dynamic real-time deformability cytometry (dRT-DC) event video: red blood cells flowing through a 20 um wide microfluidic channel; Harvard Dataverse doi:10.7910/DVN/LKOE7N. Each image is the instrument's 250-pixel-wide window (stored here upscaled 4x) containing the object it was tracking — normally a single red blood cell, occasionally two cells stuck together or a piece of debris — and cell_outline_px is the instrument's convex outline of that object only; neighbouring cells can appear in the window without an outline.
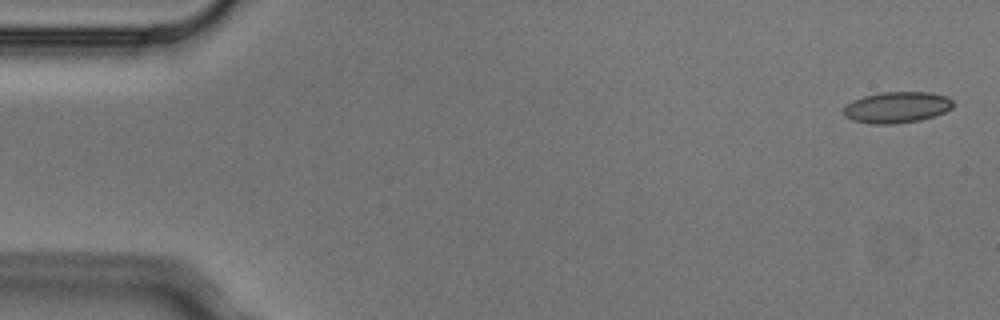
{"species": "Egyptian fruit bat (a non-hibernating species)", "species_latin": "Rousettus aegyptiacus", "temperature_condition": "cold", "stored_images_in_passage": 3, "camera_frame_rate_fps": 3000, "um_per_image_px": 0.085, "animal": {"sex": "male"}, "frame": {"image": 1, "passage_image": 1, "time_ms": 0.0, "image_size_px": [1000, 320], "cell_outline_px": [[956, 104], [952, 108], [936, 116], [920, 120], [892, 124], [872, 124], [852, 120], [844, 116], [844, 108], [852, 100], [864, 96], [884, 92], [928, 92], [948, 96]], "centroid_in_image_um": [76.27, 9.12], "position_along_channel_um": 8.7, "area_um2": 20.0}}
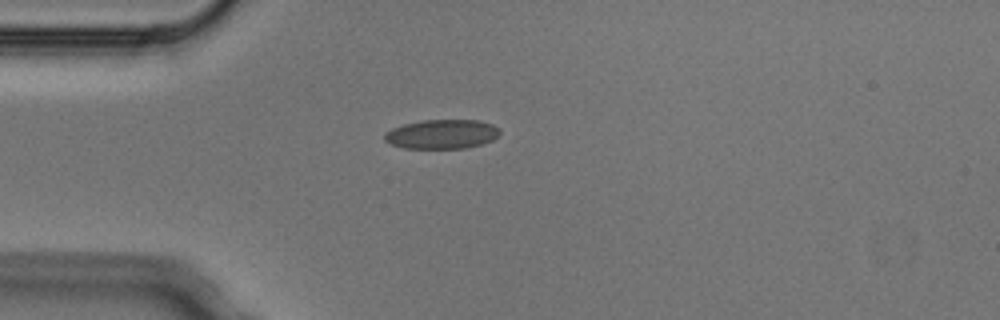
{"frame": {"image": 2, "passage_image": 3, "time_ms": 0.667, "image_size_px": [1000, 320], "cell_outline_px": [[500, 132], [492, 140], [480, 144], [464, 148], [404, 148], [392, 144], [384, 140], [384, 132], [392, 128], [404, 124], [424, 120], [480, 120], [492, 124], [500, 128]], "centroid_in_image_um": [37.55, 11.39], "position_along_channel_um": 47.5, "area_um2": 19.59}}